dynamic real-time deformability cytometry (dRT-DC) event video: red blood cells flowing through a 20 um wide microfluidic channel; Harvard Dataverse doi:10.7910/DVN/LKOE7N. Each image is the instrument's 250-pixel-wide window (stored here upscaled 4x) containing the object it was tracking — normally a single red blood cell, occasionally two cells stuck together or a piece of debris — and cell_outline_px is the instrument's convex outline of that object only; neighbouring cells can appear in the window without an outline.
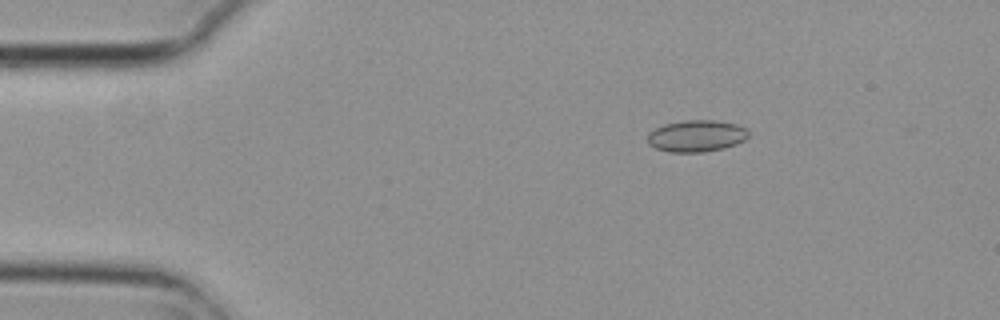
{"species": "common noctule bat (a hibernating species)", "species_latin": "Nyctalus noctula", "temperature_condition": "cold", "stored_images_in_passage": 2, "camera_frame_rate_fps": 3000, "um_per_image_px": 0.085, "animal": {"sex": "female", "body_mass_g": 29.2, "forearm_length_mm": 56.3}, "frame": {"image": 1, "passage_image": 1, "time_ms": 0.0, "image_size_px": [1000, 320], "cell_outline_px": [[748, 136], [744, 140], [736, 144], [724, 148], [704, 152], [668, 152], [656, 148], [648, 144], [648, 132], [664, 124], [684, 120], [712, 120], [736, 124], [744, 128], [748, 132]], "centroid_in_image_um": [59.17, 11.56], "position_along_channel_um": 25.8, "area_um2": 18.61}}